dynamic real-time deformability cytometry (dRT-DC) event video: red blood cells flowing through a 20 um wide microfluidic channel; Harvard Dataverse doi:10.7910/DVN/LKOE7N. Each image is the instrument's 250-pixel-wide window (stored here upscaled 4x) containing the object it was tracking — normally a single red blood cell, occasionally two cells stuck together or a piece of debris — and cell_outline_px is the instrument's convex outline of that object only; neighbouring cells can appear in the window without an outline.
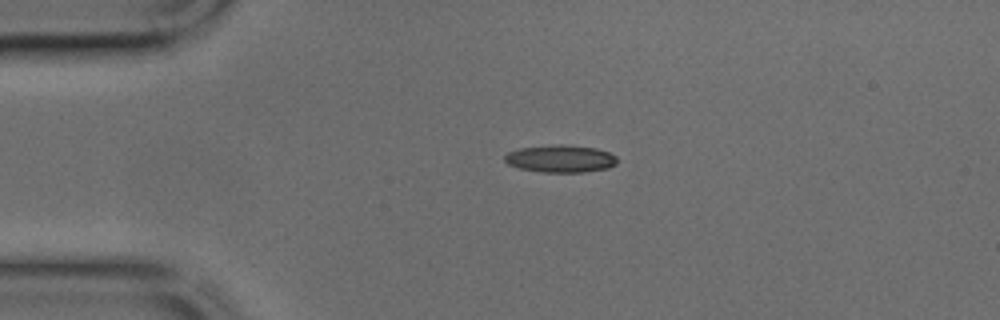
{"species": "common noctule bat (a hibernating species)", "species_latin": "Nyctalus noctula", "temperature_condition": "cold", "stored_images_in_passage": 36, "camera_frame_rate_fps": 3000, "um_per_image_px": 0.085, "animal": {"sex": "male", "body_mass_g": 17.9, "forearm_length_mm": 54.2}, "frame": {"image": 1, "passage_image": 1, "time_ms": 0.0, "image_size_px": [1000, 320], "cell_outline_px": [[616, 164], [608, 168], [584, 172], [544, 172], [520, 168], [508, 164], [504, 160], [504, 156], [508, 152], [520, 148], [556, 144], [560, 144], [596, 148], [608, 152], [616, 156]], "centroid_in_image_um": [47.64, 13.48], "position_along_channel_um": 37.4, "area_um2": 17.86}}
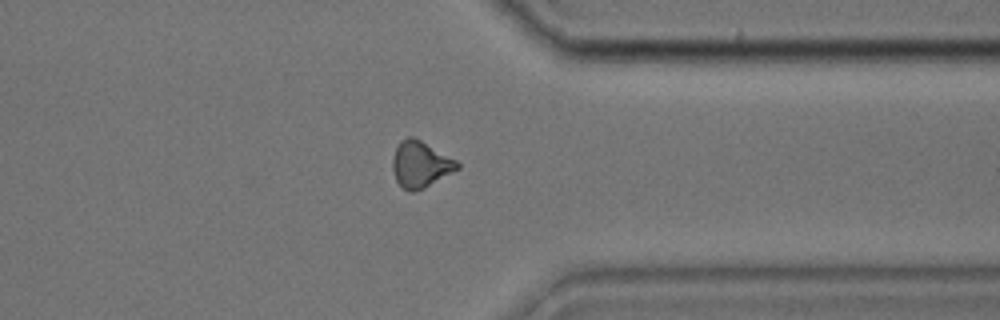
{"frame": {"image": 2, "passage_image": 26, "time_ms": 8.333, "image_size_px": [1000, 320], "cell_outline_px": [[460, 168], [424, 188], [412, 192], [408, 192], [396, 180], [392, 168], [392, 156], [400, 140], [408, 136], [412, 136], [420, 140], [456, 160], [460, 164]], "centroid_in_image_um": [35.72, 13.97], "position_along_channel_um": 375.7, "area_um2": 17.34}}
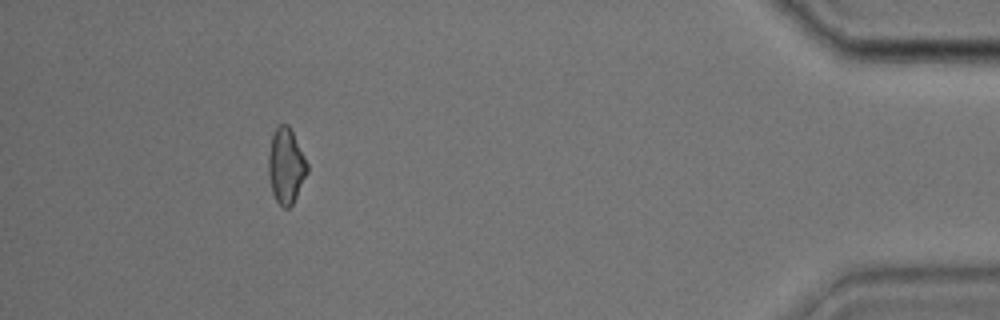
{"frame": {"image": 3, "passage_image": 32, "time_ms": 10.333, "image_size_px": [1000, 320], "cell_outline_px": [[308, 172], [292, 204], [288, 208], [284, 208], [276, 200], [272, 192], [268, 176], [268, 156], [272, 136], [276, 128], [280, 124], [288, 124], [308, 164]], "centroid_in_image_um": [24.3, 14.11], "position_along_channel_um": 410.9, "area_um2": 16.82}}